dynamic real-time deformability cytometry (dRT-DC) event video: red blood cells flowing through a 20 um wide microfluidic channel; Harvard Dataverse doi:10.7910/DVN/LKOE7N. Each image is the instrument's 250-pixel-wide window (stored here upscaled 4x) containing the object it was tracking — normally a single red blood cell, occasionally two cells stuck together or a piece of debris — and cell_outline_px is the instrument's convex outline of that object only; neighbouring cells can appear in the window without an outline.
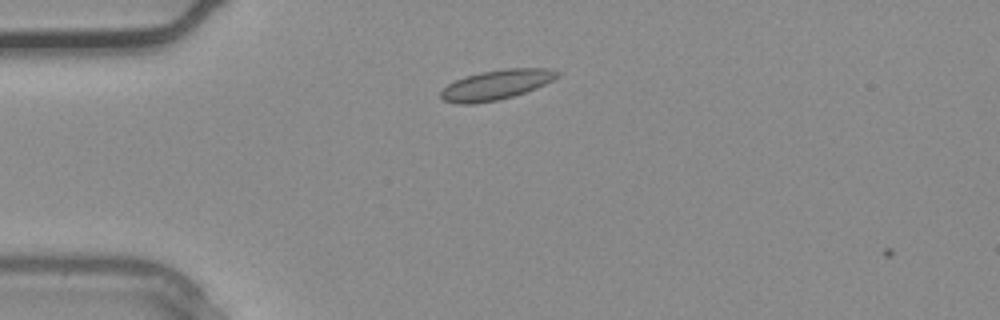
{"species": "common noctule bat (a hibernating species)", "species_latin": "Nyctalus noctula", "temperature_condition": "warm", "stored_images_in_passage": 3, "camera_frame_rate_fps": 3000, "um_per_image_px": 0.085, "animal": {"sex": "male", "body_mass_g": 20.4}, "frame": {"image": 1, "passage_image": 2, "time_ms": 0.333, "image_size_px": [1000, 320], "cell_outline_px": [[560, 76], [536, 88], [512, 96], [496, 100], [472, 104], [456, 104], [444, 100], [440, 96], [440, 92], [448, 84], [464, 76], [480, 72], [504, 68], [548, 68], [560, 72]], "centroid_in_image_um": [42.17, 7.19], "position_along_channel_um": 42.8, "area_um2": 20.17}}